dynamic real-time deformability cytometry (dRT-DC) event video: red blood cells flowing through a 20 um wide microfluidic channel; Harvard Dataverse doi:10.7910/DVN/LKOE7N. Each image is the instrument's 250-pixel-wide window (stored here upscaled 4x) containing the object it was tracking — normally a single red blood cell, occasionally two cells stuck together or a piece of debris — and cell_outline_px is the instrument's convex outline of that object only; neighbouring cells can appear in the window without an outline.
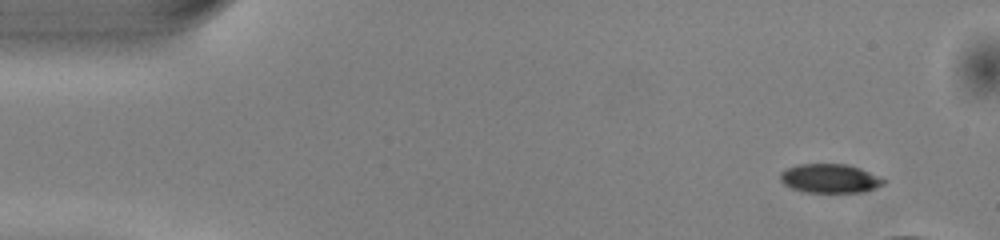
{"species": "common noctule bat (a hibernating species)", "species_latin": "Nyctalus noctula", "temperature_condition": "warm", "stored_images_in_passage": 11, "camera_frame_rate_fps": 3000, "um_per_image_px": 0.085, "animal": {"sex": "male", "body_mass_g": 13.0, "forearm_length_mm": 53.1}, "frame": {"image": 1, "passage_image": 1, "time_ms": 0.0, "image_size_px": [1000, 240], "cell_outline_px": [[888, 180], [884, 184], [876, 188], [864, 192], [804, 192], [792, 188], [784, 184], [780, 180], [780, 172], [796, 164], [848, 164], [860, 168]], "centroid_in_image_um": [70.56, 15.17], "position_along_channel_um": 14.4, "area_um2": 17.57}}